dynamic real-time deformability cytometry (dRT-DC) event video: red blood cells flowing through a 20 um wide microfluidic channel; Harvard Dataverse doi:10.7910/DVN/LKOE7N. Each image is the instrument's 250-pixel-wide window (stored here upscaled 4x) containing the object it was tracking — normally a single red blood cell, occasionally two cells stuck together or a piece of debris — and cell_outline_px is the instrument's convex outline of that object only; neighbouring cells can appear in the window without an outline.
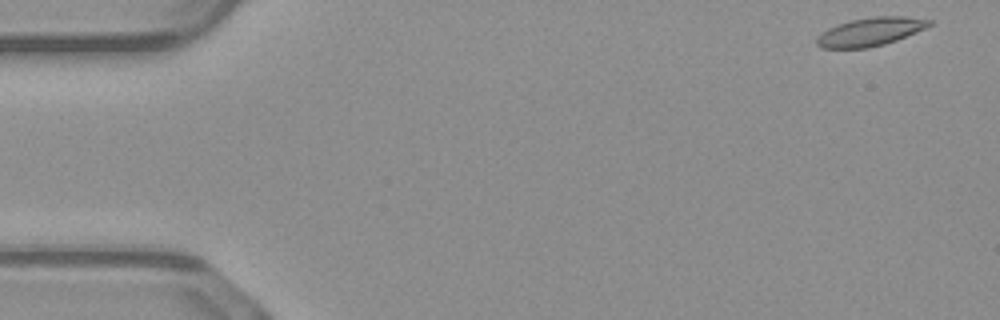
{"species": "common noctule bat (a hibernating species)", "species_latin": "Nyctalus noctula", "temperature_condition": "warm", "stored_images_in_passage": 48, "camera_frame_rate_fps": 3000, "um_per_image_px": 0.085, "animal": {"sex": "male", "body_mass_g": 23.1, "forearm_length_mm": 52.7}, "frame": {"image": 1, "passage_image": 1, "time_ms": 0.0, "image_size_px": [1000, 320], "cell_outline_px": [[932, 24], [924, 28], [896, 40], [884, 44], [868, 48], [820, 48], [816, 44], [816, 36], [828, 28], [852, 20], [876, 16], [904, 16], [932, 20]], "centroid_in_image_um": [73.94, 2.7], "position_along_channel_um": 11.1, "area_um2": 18.38}}
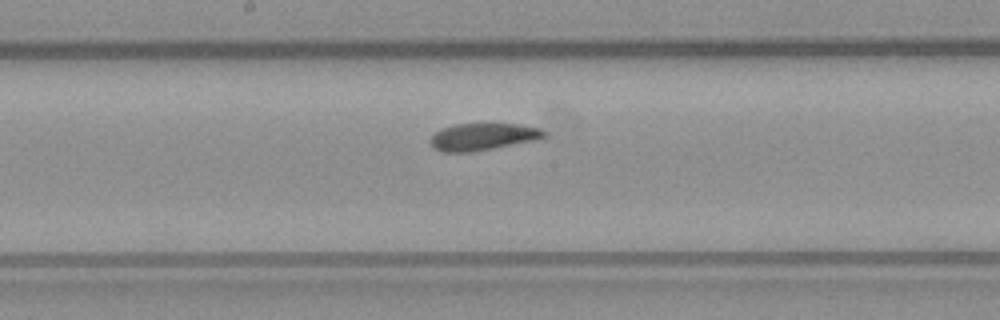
{"frame": {"image": 2, "passage_image": 25, "time_ms": 8.0, "image_size_px": [1000, 320], "cell_outline_px": [[548, 136], [536, 140], [472, 152], [440, 152], [432, 148], [428, 140], [440, 128], [456, 124], [520, 124], [540, 128]], "centroid_in_image_um": [41.0, 11.63], "position_along_channel_um": 207.2, "area_um2": 18.09}}
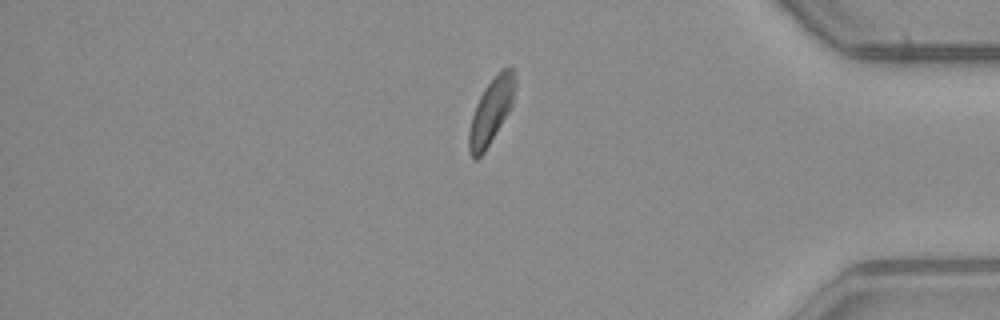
{"frame": {"image": 3, "passage_image": 41, "time_ms": 13.333, "image_size_px": [1000, 320], "cell_outline_px": [[516, 84], [512, 104], [508, 112], [484, 152], [476, 160], [472, 160], [468, 152], [468, 132], [472, 116], [476, 104], [484, 88], [496, 72], [500, 68], [512, 68], [516, 76]], "centroid_in_image_um": [41.73, 9.43], "position_along_channel_um": 393.5, "area_um2": 17.63}, "authors_computed_cell_mechanics": {"area_um2": 18.6405, "velocity_mm_per_s": 4.0706, "shape_relaxation_time_tau1_ms": null, "shape_relaxation_time_tau2_ms": 2.9513, "deformation_change_tau1": null, "deformation_change_tau2": 0.0927}}